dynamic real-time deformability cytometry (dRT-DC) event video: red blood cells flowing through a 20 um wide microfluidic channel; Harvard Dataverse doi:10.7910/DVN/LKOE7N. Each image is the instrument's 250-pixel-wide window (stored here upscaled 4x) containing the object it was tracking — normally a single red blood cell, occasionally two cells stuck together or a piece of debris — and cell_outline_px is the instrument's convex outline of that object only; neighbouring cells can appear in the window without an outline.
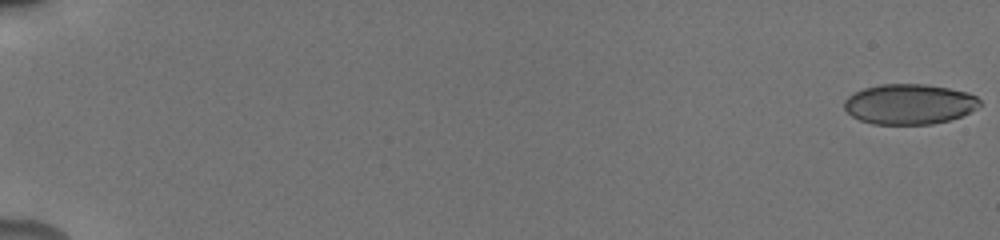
{"species": "human", "species_latin": "Homo sapiens", "temperature_condition": "cold", "stored_images_in_passage": 60, "camera_frame_rate_fps": 3000, "um_per_image_px": 0.085, "donor": {"sex": "male"}, "frame": {"image": 1, "passage_image": 1, "time_ms": 0.0, "image_size_px": [1000, 240], "cell_outline_px": [[980, 104], [976, 108], [960, 116], [948, 120], [932, 124], [872, 124], [860, 120], [852, 116], [844, 108], [844, 100], [852, 92], [864, 88], [880, 84], [924, 84], [948, 88], [968, 92], [976, 96], [980, 100]], "centroid_in_image_um": [77.26, 8.84], "position_along_channel_um": 7.7, "area_um2": 31.79}}
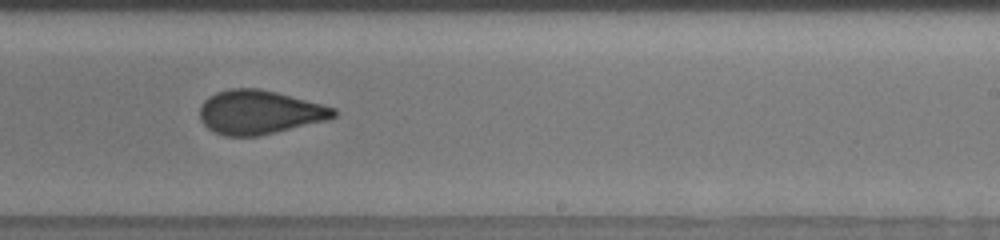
{"frame": {"image": 2, "passage_image": 39, "time_ms": 12.0, "image_size_px": [1000, 240], "cell_outline_px": [[336, 116], [328, 120], [260, 136], [224, 136], [212, 132], [200, 120], [200, 104], [208, 96], [216, 92], [228, 88], [260, 88], [276, 92], [336, 108]], "centroid_in_image_um": [22.02, 9.54], "position_along_channel_um": 267.0, "area_um2": 34.51}}
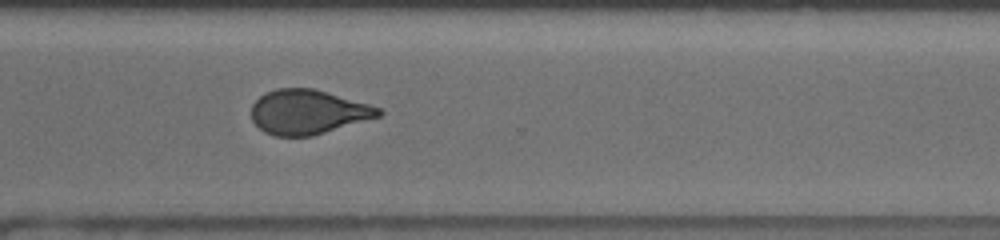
{"frame": {"image": 3, "passage_image": 43, "time_ms": 14.0, "image_size_px": [1000, 240], "cell_outline_px": [[384, 112], [380, 116], [312, 136], [276, 136], [264, 132], [252, 120], [252, 104], [260, 96], [276, 88], [312, 88], [368, 104], [380, 108]], "centroid_in_image_um": [26.16, 9.52], "position_along_channel_um": 344.4, "area_um2": 32.6}, "authors_computed_cell_mechanics": {"area_um2": 33.4373, "velocity_mm_per_s": 3.8847, "shape_relaxation_time_tau1_ms": 10.989, "shape_relaxation_time_tau2_ms": 1.2197, "deformation_change_tau1": 0.1998, "deformation_change_tau2": 0.0677}}